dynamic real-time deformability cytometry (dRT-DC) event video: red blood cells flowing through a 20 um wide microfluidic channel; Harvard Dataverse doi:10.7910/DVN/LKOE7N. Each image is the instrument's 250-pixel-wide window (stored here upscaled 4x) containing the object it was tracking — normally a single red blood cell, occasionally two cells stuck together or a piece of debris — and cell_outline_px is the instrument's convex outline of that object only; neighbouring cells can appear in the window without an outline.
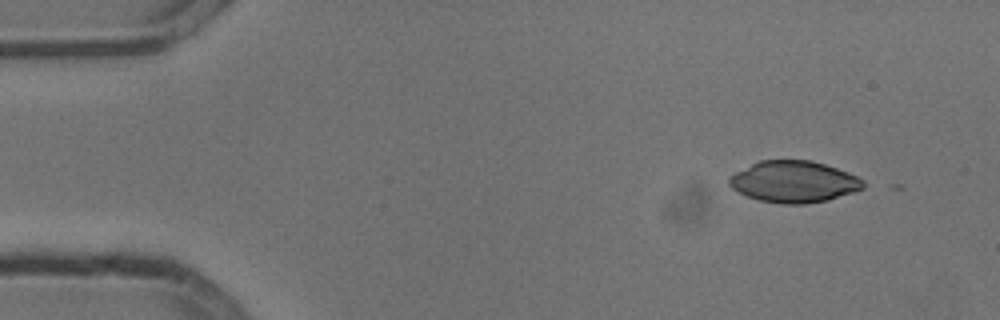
{"species": "common noctule bat (a hibernating species)", "species_latin": "Nyctalus noctula", "temperature_condition": "cold", "stored_images_in_passage": 38, "camera_frame_rate_fps": 3000, "um_per_image_px": 0.085, "animal": {"sex": "male", "body_mass_g": 13.3}, "frame": {"image": 1, "passage_image": 1, "time_ms": 0.0, "image_size_px": [1000, 320], "cell_outline_px": [[864, 188], [828, 200], [804, 204], [780, 204], [760, 200], [748, 196], [732, 188], [728, 184], [728, 176], [760, 160], [812, 160], [848, 172], [864, 180]], "centroid_in_image_um": [67.47, 15.44], "position_along_channel_um": 17.5, "area_um2": 32.31}}